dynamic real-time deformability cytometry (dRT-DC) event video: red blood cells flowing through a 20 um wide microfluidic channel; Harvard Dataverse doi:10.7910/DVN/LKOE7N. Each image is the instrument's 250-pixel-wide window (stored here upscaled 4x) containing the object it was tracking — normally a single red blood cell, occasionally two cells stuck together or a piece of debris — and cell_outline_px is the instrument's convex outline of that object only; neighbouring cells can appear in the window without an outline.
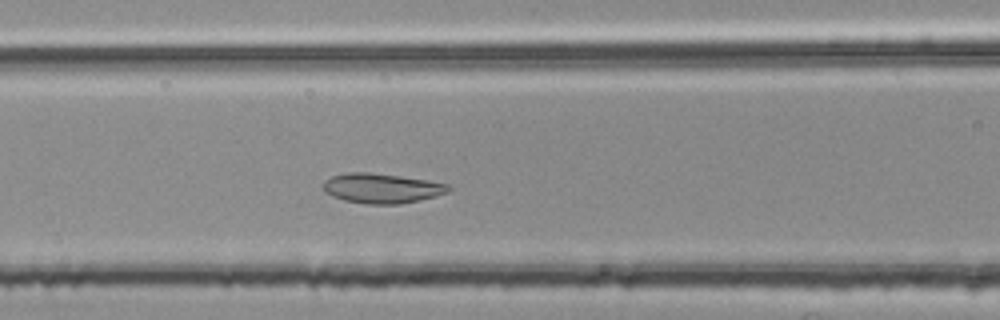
{"species": "common noctule bat (a hibernating species)", "species_latin": "Nyctalus noctula", "temperature_condition": "room temperature", "stored_images_in_passage": 45, "camera_frame_rate_fps": 3000, "um_per_image_px": 0.085, "animal": {"sex": "female", "body_mass_g": 25.1}, "frame": {"image": 1, "passage_image": 17, "time_ms": 5.333, "image_size_px": [1000, 320], "cell_outline_px": [[452, 188], [448, 192], [436, 196], [420, 200], [400, 204], [368, 204], [344, 200], [332, 196], [324, 192], [320, 188], [324, 180], [332, 176], [348, 172], [368, 172], [400, 176], [428, 180], [452, 184]], "centroid_in_image_um": [32.45, 16.0], "position_along_channel_um": 134.2, "area_um2": 22.08}}
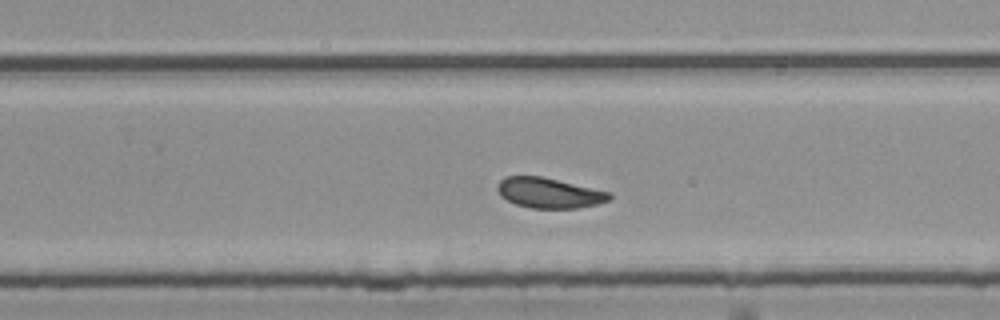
{"frame": {"image": 2, "passage_image": 29, "time_ms": 9.333, "image_size_px": [1000, 320], "cell_outline_px": [[612, 196], [608, 200], [600, 204], [576, 208], [528, 208], [516, 204], [500, 196], [496, 188], [500, 180], [504, 176], [540, 176], [612, 192]], "centroid_in_image_um": [46.68, 16.4], "position_along_channel_um": 283.1, "area_um2": 19.83}}
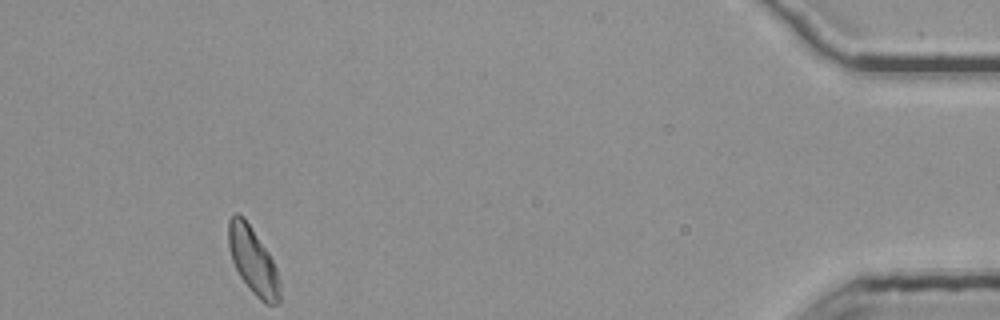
{"frame": {"image": 3, "passage_image": 45, "time_ms": 14.667, "image_size_px": [1000, 320], "cell_outline_px": [[280, 300], [276, 304], [264, 304], [248, 288], [240, 276], [232, 260], [228, 248], [228, 220], [236, 212], [244, 216], [268, 252], [276, 268], [280, 280]], "centroid_in_image_um": [21.5, 22.16], "position_along_channel_um": 413.7, "area_um2": 20.06}, "authors_computed_cell_mechanics": {"area_um2": 20.5768, "velocity_mm_per_s": 3.7471, "shape_relaxation_time_tau1_ms": 2.5603, "shape_relaxation_time_tau2_ms": 3.8703, "deformation_change_tau1": 0.0767, "deformation_change_tau2": 0.0714}}